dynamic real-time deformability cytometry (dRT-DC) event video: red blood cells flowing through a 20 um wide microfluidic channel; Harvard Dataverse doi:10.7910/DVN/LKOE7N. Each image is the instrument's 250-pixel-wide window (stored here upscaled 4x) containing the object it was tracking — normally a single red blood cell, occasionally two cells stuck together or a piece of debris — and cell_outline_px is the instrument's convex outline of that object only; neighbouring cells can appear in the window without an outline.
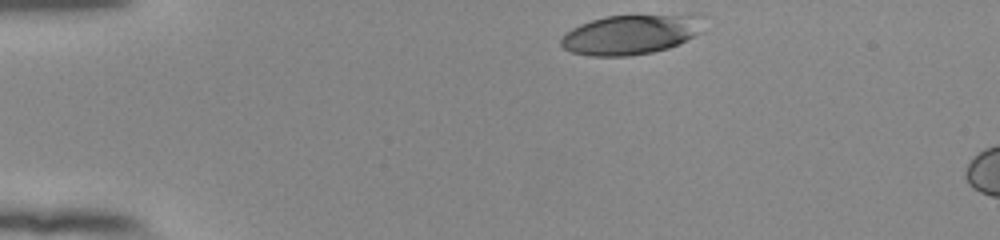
{"species": "human", "species_latin": "Homo sapiens", "temperature_condition": "room temperature", "stored_images_in_passage": 36, "camera_frame_rate_fps": 3000, "um_per_image_px": 0.085, "donor": {"sex": "female"}, "frame": {"image": 1, "passage_image": 1, "time_ms": 0.0, "image_size_px": [1000, 240], "cell_outline_px": [[700, 32], [668, 48], [652, 52], [628, 56], [588, 56], [572, 52], [564, 48], [560, 44], [560, 40], [572, 28], [580, 24], [604, 16], [692, 12], [700, 12]], "centroid_in_image_um": [53.64, 2.88], "position_along_channel_um": 31.4, "area_um2": 33.52}}
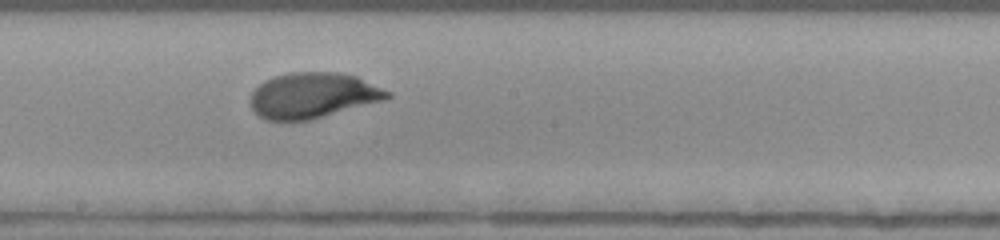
{"frame": {"image": 2, "passage_image": 21, "time_ms": 6.667, "image_size_px": [1000, 240], "cell_outline_px": [[392, 96], [384, 100], [308, 120], [264, 120], [252, 108], [252, 92], [264, 80], [288, 72], [340, 72], [356, 76], [392, 92]], "centroid_in_image_um": [26.62, 8.09], "position_along_channel_um": 221.6, "area_um2": 36.01}}
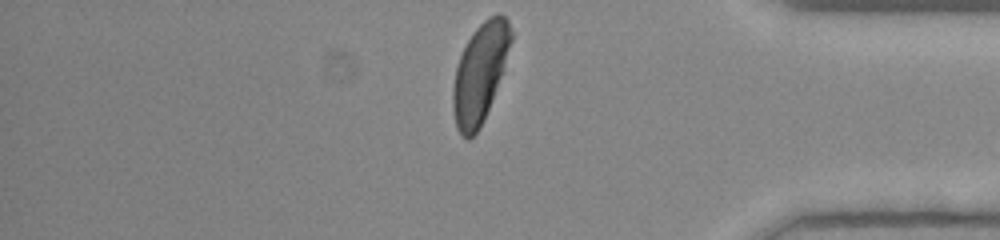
{"frame": {"image": 3, "passage_image": 36, "time_ms": 11.667, "image_size_px": [1000, 240], "cell_outline_px": [[512, 40], [504, 68], [480, 128], [468, 140], [460, 136], [456, 128], [452, 108], [452, 88], [456, 68], [460, 56], [472, 32], [488, 16], [500, 12], [508, 20], [512, 32]], "centroid_in_image_um": [40.78, 6.2], "position_along_channel_um": 394.4, "area_um2": 33.41}, "authors_computed_cell_mechanics": {"area_um2": 35.8649, "velocity_mm_per_s": 3.8591, "shape_relaxation_time_tau1_ms": 2.6341, "shape_relaxation_time_tau2_ms": null, "deformation_change_tau1": 0.1655, "deformation_change_tau2": null}}